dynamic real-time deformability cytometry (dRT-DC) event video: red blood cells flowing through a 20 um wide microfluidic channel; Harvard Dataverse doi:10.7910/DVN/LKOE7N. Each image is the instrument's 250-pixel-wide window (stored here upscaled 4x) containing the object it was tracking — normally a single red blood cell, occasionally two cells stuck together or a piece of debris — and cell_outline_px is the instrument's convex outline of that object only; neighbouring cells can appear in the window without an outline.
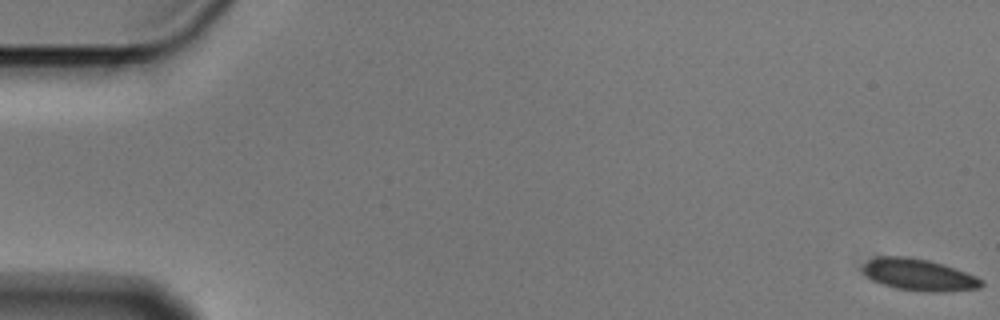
{"species": "Egyptian fruit bat (a non-hibernating species)", "species_latin": "Rousettus aegyptiacus", "temperature_condition": "cold", "stored_images_in_passage": 7, "camera_frame_rate_fps": 3000, "um_per_image_px": 0.085, "animal": {"sex": "male"}, "frame": {"image": 1, "passage_image": 1, "time_ms": 0.0, "image_size_px": [1000, 320], "cell_outline_px": [[984, 284], [980, 288], [948, 292], [928, 292], [896, 288], [872, 280], [860, 268], [872, 256], [908, 256], [928, 260], [944, 264], [956, 268], [976, 276], [984, 280]], "centroid_in_image_um": [78.13, 23.35], "position_along_channel_um": 6.9, "area_um2": 22.25}}
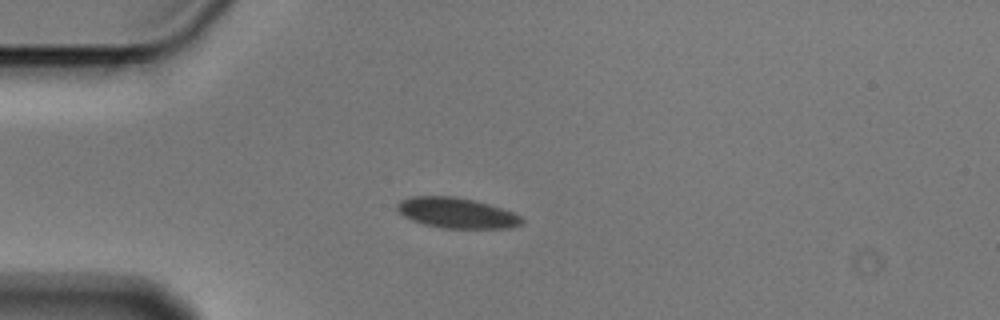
{"frame": {"image": 2, "passage_image": 5, "time_ms": 1.333, "image_size_px": [1000, 320], "cell_outline_px": [[524, 224], [512, 228], [440, 228], [424, 224], [412, 220], [404, 216], [396, 208], [396, 204], [400, 200], [412, 196], [456, 196], [476, 200], [512, 212], [520, 216], [524, 220]], "centroid_in_image_um": [38.82, 18.1], "position_along_channel_um": 46.2, "area_um2": 22.25}}
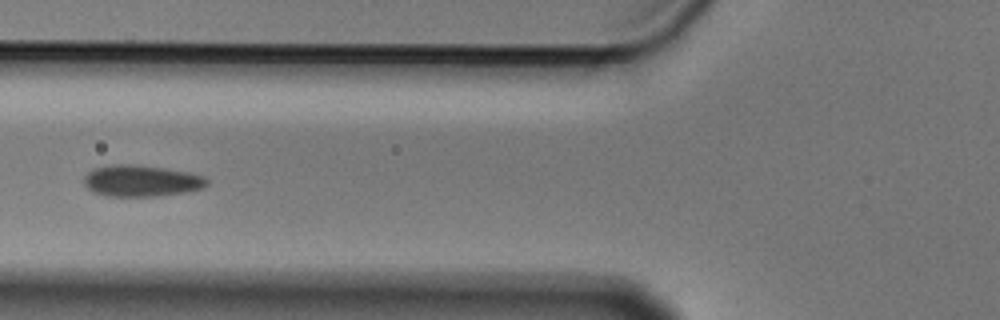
{"frame": {"image": 3, "passage_image": 7, "time_ms": 2.0, "image_size_px": [1000, 320], "cell_outline_px": [[208, 184], [200, 188], [184, 192], [152, 196], [108, 196], [92, 192], [84, 184], [84, 176], [88, 172], [96, 168], [112, 164], [132, 164], [164, 168], [192, 172], [204, 176], [208, 180]], "centroid_in_image_um": [12.0, 15.36], "position_along_channel_um": 113.8, "area_um2": 22.43}}